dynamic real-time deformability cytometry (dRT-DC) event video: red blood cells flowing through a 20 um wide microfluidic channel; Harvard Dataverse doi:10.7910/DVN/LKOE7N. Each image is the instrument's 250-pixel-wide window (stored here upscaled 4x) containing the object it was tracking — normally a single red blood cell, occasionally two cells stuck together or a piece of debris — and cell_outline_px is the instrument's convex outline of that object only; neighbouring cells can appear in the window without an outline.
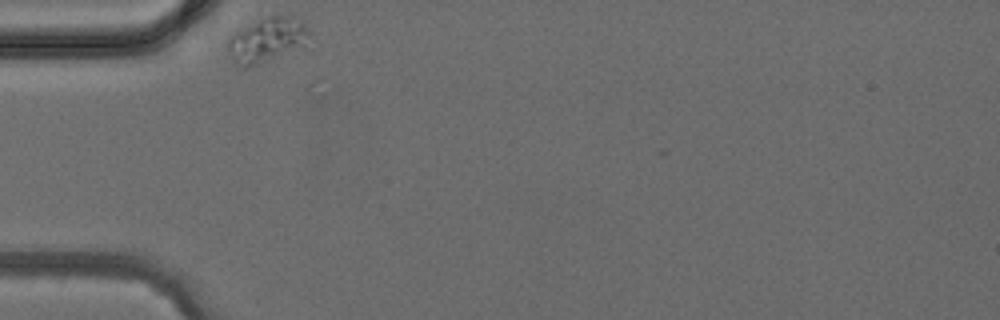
{"species": "common noctule bat (a hibernating species)", "species_latin": "Nyctalus noctula", "temperature_condition": "cold", "stored_images_in_passage": 7, "camera_frame_rate_fps": 3000, "um_per_image_px": 0.085, "animal": {"sex": "female", "body_mass_g": 24.6, "forearm_length_mm": 56.2}, "frame": {"image": 1, "passage_image": 1, "time_ms": 0.0, "image_size_px": [1000, 320], "cell_outline_px": [[312, 32], [308, 48], [244, 68], [228, 52], [228, 40], [236, 32], [276, 12], [296, 16]], "centroid_in_image_um": [22.88, 3.36], "position_along_channel_um": 62.1, "area_um2": 21.68}}
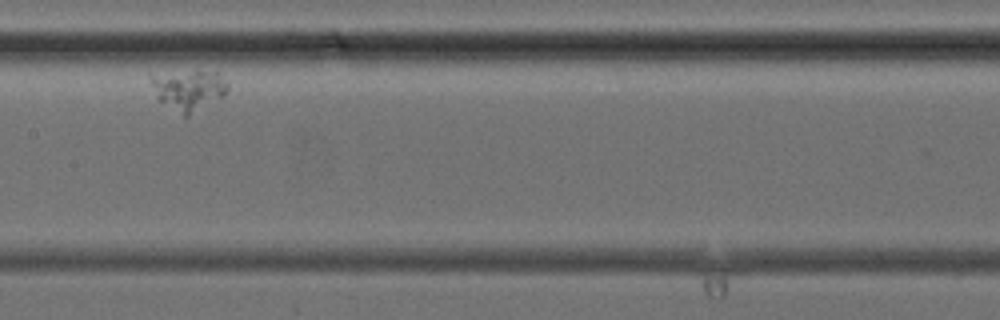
{"frame": {"image": 2, "passage_image": 4, "time_ms": 3.667, "image_size_px": [1000, 320], "cell_outline_px": [[228, 92], [224, 96], [188, 116], [184, 116], [160, 100], [156, 96], [148, 76], [148, 72], [220, 72], [228, 84]], "centroid_in_image_um": [16.01, 7.61], "position_along_channel_um": 191.4, "area_um2": 18.21}}
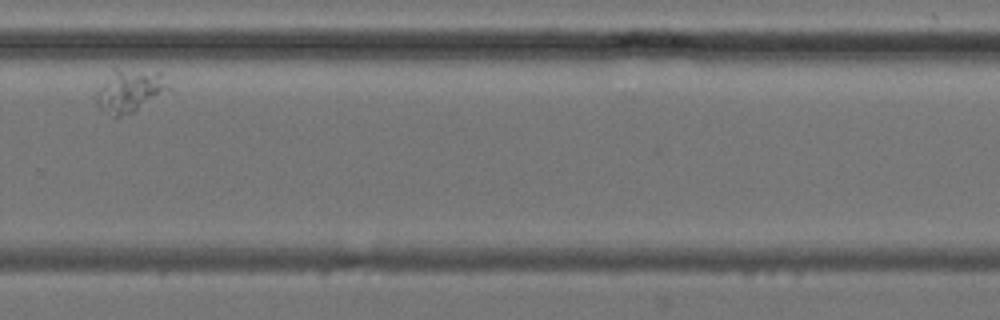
{"frame": {"image": 3, "passage_image": 7, "time_ms": 7.0, "image_size_px": [1000, 320], "cell_outline_px": [[168, 88], [132, 112], [120, 116], [112, 116], [100, 108], [96, 100], [96, 92], [112, 68], [116, 68], [160, 72], [168, 84]], "centroid_in_image_um": [10.94, 7.67], "position_along_channel_um": 318.9, "area_um2": 17.34}}